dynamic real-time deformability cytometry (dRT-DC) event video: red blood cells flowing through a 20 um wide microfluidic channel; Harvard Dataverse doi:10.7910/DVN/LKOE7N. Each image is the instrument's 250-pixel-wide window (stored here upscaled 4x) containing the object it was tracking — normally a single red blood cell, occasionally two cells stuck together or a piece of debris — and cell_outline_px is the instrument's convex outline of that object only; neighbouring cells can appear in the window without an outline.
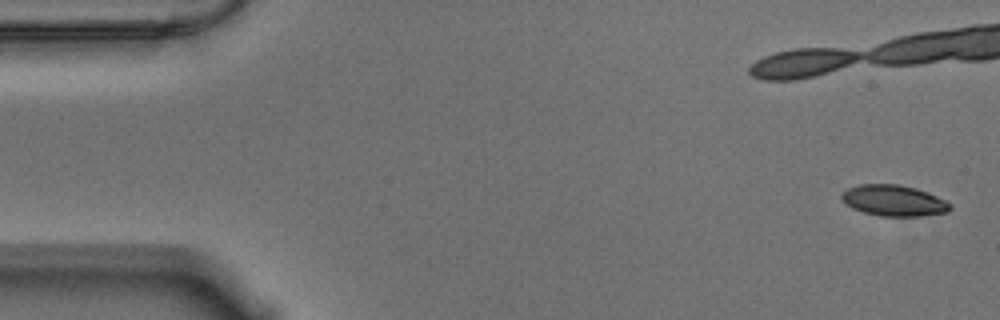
{"species": "Egyptian fruit bat (a non-hibernating species)", "species_latin": "Rousettus aegyptiacus", "temperature_condition": "warm", "stored_images_in_passage": 57, "camera_frame_rate_fps": 3000, "um_per_image_px": 0.085, "animal": {"sex": "male"}, "frame": {"image": 1, "passage_image": 1, "time_ms": 0.0, "image_size_px": [1000, 320], "cell_outline_px": [[952, 208], [948, 212], [920, 216], [880, 216], [864, 212], [852, 208], [840, 200], [840, 196], [848, 188], [860, 184], [900, 184], [916, 188], [928, 192], [952, 204]], "centroid_in_image_um": [75.97, 17.04], "position_along_channel_um": 9.0, "area_um2": 19.71}, "authors_computed_cell_mechanics": {"area_um2": 20.9236, "velocity_mm_per_s": 3.5336, "shape_relaxation_time_tau1_ms": 6.4727, "shape_relaxation_time_tau2_ms": 2.5409, "deformation_change_tau1": 0.1782, "deformation_change_tau2": 0.0857}}